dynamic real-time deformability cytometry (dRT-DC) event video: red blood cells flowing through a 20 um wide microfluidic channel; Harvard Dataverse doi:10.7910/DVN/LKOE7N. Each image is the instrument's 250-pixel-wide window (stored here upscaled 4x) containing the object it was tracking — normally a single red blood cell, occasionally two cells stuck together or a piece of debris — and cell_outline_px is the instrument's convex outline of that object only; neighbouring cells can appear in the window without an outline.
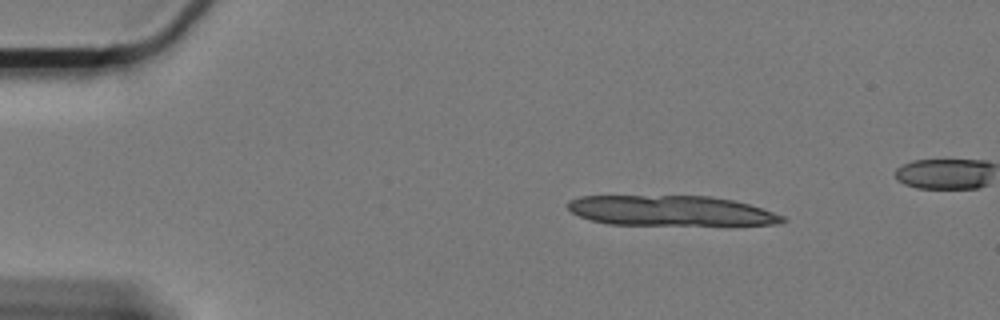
{"species": "Egyptian fruit bat (a non-hibernating species)", "species_latin": "Rousettus aegyptiacus", "temperature_condition": "cold", "stored_images_in_passage": 12, "camera_frame_rate_fps": 3000, "um_per_image_px": 0.085, "animal": {"sex": "female"}, "frame": {"image": 1, "passage_image": 4, "time_ms": 1.0, "image_size_px": [1000, 320], "cell_outline_px": [[788, 220], [776, 224], [608, 224], [592, 220], [580, 216], [572, 212], [568, 208], [568, 200], [580, 196], [712, 196], [732, 200], [748, 204], [784, 216]], "centroid_in_image_um": [56.98, 17.9], "position_along_channel_um": 28.0, "area_um2": 37.17}}